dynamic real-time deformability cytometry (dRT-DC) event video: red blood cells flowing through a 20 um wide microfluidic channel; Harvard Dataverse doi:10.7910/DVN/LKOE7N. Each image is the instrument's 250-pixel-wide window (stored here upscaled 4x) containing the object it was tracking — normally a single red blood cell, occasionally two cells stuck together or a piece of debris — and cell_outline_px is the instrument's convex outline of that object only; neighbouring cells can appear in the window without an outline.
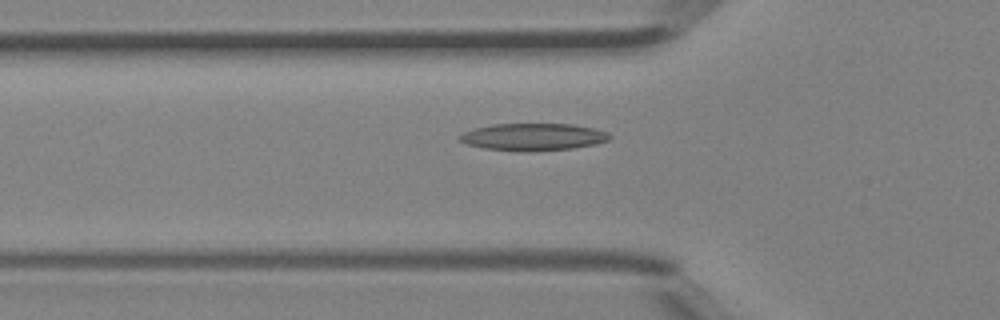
{"species": "Egyptian fruit bat (a non-hibernating species)", "species_latin": "Rousettus aegyptiacus", "temperature_condition": "room temperature", "stored_images_in_passage": 35, "segment_of_instrument_passage": [1, 2], "camera_frame_rate_fps": 3000, "um_per_image_px": 0.085, "animal": {"sex": "female"}, "frame": {"image": 1, "passage_image": 4, "time_ms": 1.0, "image_size_px": [1000, 320], "cell_outline_px": [[612, 136], [608, 140], [596, 144], [572, 148], [528, 152], [484, 148], [468, 144], [460, 140], [456, 136], [472, 128], [492, 124], [572, 124], [592, 128], [608, 132]], "centroid_in_image_um": [45.3, 11.63], "position_along_channel_um": 80.5, "area_um2": 23.81}}
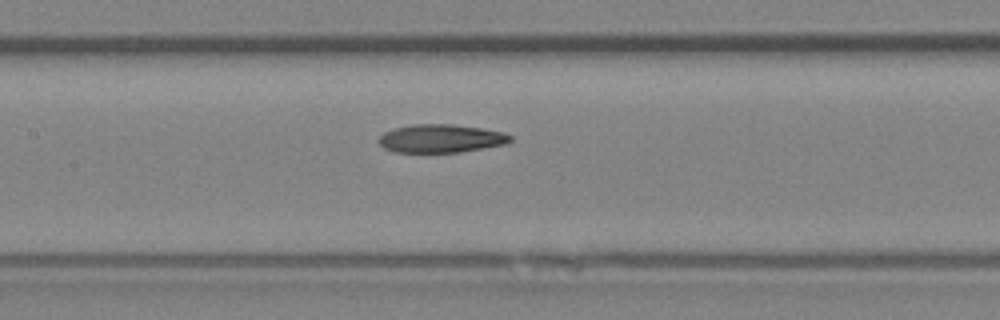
{"frame": {"image": 2, "passage_image": 10, "time_ms": 3.0, "image_size_px": [1000, 320], "cell_outline_px": [[512, 140], [504, 144], [460, 152], [396, 152], [384, 148], [380, 144], [380, 136], [384, 132], [392, 128], [412, 124], [452, 124], [480, 128], [504, 132], [512, 136]], "centroid_in_image_um": [37.47, 11.76], "position_along_channel_um": 169.9, "area_um2": 21.56}}
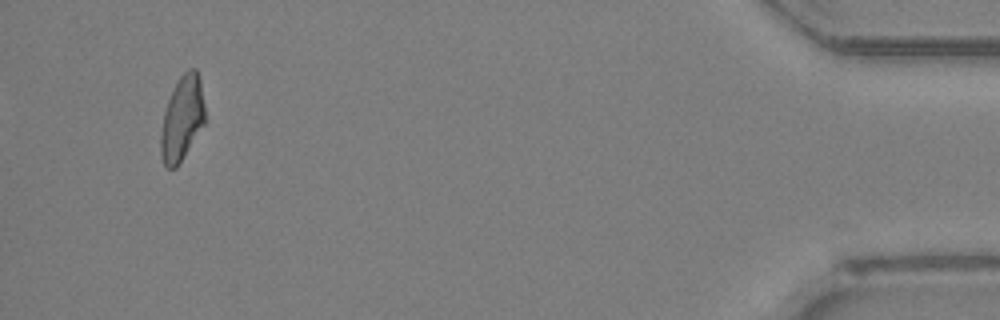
{"frame": {"image": 3, "passage_image": 32, "time_ms": 10.333, "image_size_px": [1000, 320], "cell_outline_px": [[204, 124], [176, 168], [164, 168], [160, 156], [160, 132], [164, 112], [168, 100], [180, 76], [188, 68], [196, 68], [200, 80], [204, 104]], "centroid_in_image_um": [15.45, 10.09], "position_along_channel_um": 419.7, "area_um2": 21.68}}